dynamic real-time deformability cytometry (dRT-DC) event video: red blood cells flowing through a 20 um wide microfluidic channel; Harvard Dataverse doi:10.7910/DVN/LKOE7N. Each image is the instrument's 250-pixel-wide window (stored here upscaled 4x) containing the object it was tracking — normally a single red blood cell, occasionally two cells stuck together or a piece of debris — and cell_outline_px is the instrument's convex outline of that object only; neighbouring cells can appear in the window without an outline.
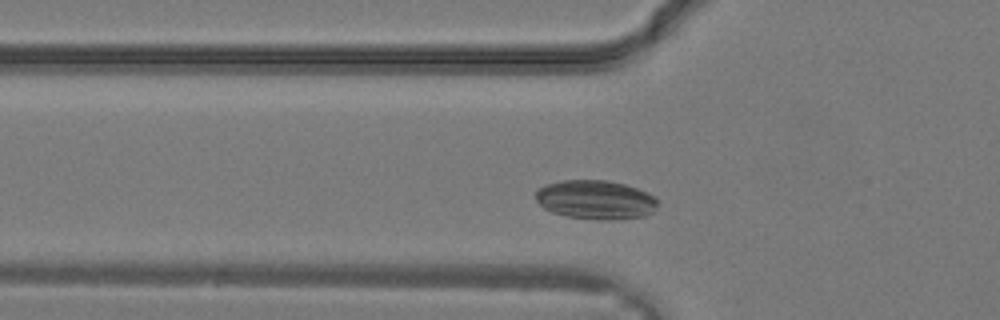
{"species": "common noctule bat (a hibernating species)", "species_latin": "Nyctalus noctula", "temperature_condition": "warm", "stored_images_in_passage": 10, "camera_frame_rate_fps": 3000, "um_per_image_px": 0.085, "animal": {"sex": "male", "body_mass_g": 19.2, "forearm_length_mm": 51.8}, "frame": {"image": 1, "passage_image": 3, "time_ms": 0.667, "image_size_px": [1000, 320], "cell_outline_px": [[660, 204], [652, 212], [644, 216], [612, 220], [596, 220], [564, 216], [552, 212], [544, 208], [536, 200], [536, 188], [544, 184], [560, 180], [608, 180], [624, 184], [648, 192], [656, 196], [660, 200]], "centroid_in_image_um": [50.64, 16.97], "position_along_channel_um": 75.2, "area_um2": 28.32}}
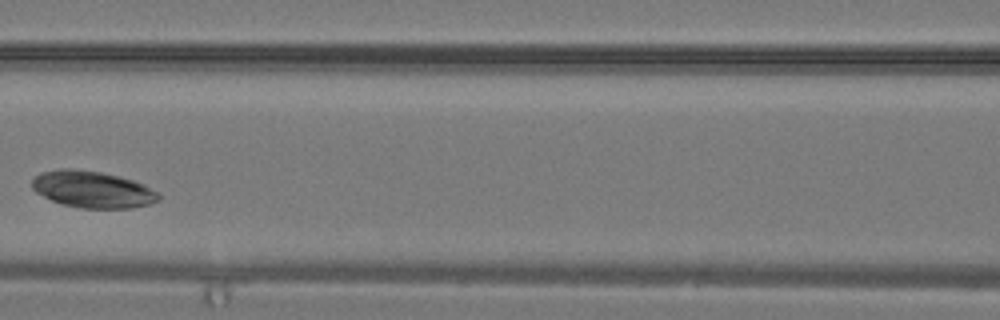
{"frame": {"image": 2, "passage_image": 7, "time_ms": 2.0, "image_size_px": [1000, 320], "cell_outline_px": [[160, 200], [148, 204], [132, 208], [80, 208], [64, 204], [52, 200], [36, 192], [32, 188], [32, 180], [40, 172], [60, 168], [72, 168], [100, 172], [132, 180], [144, 184], [160, 192]], "centroid_in_image_um": [7.88, 16.1], "position_along_channel_um": 158.7, "area_um2": 27.05}}
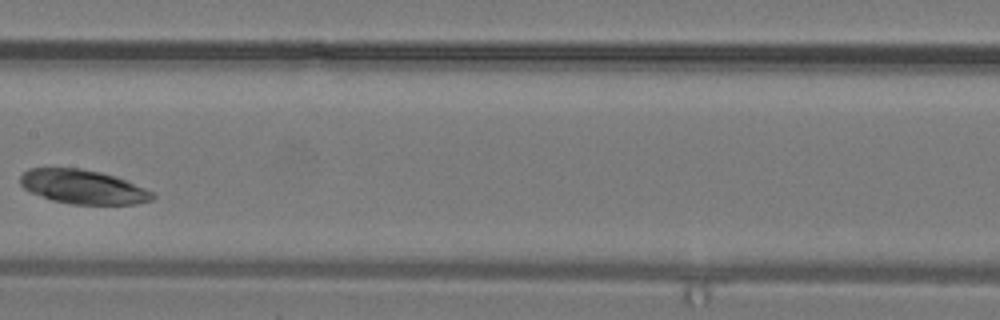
{"frame": {"image": 3, "passage_image": 9, "time_ms": 2.667, "image_size_px": [1000, 320], "cell_outline_px": [[156, 196], [152, 200], [136, 204], [72, 204], [52, 200], [32, 192], [24, 188], [20, 184], [20, 176], [28, 168], [80, 168], [100, 172], [116, 176], [144, 188], [152, 192]], "centroid_in_image_um": [7.06, 15.88], "position_along_channel_um": 200.3, "area_um2": 26.13}}